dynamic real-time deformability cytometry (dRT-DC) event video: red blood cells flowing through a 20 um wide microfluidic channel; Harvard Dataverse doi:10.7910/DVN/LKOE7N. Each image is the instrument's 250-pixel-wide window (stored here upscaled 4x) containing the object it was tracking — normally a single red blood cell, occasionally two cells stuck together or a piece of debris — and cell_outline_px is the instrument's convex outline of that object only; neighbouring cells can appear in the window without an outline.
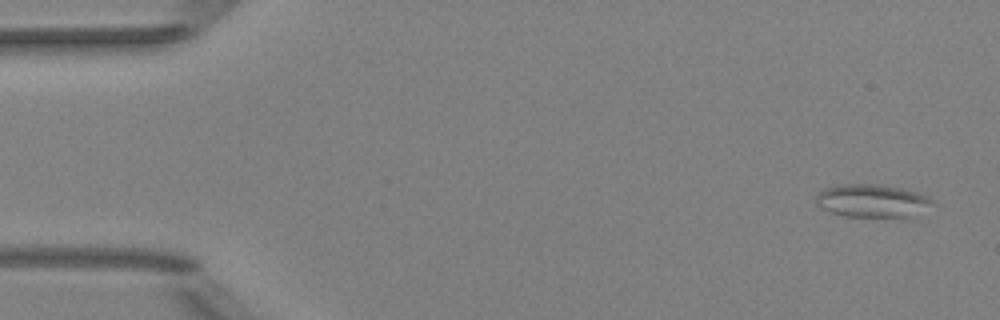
{"species": "Egyptian fruit bat (a non-hibernating species)", "species_latin": "Rousettus aegyptiacus", "temperature_condition": "room temperature", "stored_images_in_passage": 5, "camera_frame_rate_fps": 3000, "um_per_image_px": 0.085, "animal": {"sex": "female"}, "frame": {"image": 1, "passage_image": 1, "time_ms": 0.0, "image_size_px": [1000, 320], "cell_outline_px": [[936, 200], [912, 216], [844, 216], [820, 208], [816, 204], [816, 192], [824, 188], [840, 184], [880, 184], [900, 188], [916, 192], [928, 196]], "centroid_in_image_um": [74.06, 17.04], "position_along_channel_um": 10.9, "area_um2": 22.14}}